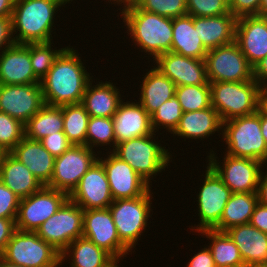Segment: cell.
<instances>
[{
  "label": "cell",
  "mask_w": 267,
  "mask_h": 267,
  "mask_svg": "<svg viewBox=\"0 0 267 267\" xmlns=\"http://www.w3.org/2000/svg\"><path fill=\"white\" fill-rule=\"evenodd\" d=\"M76 51L72 46H66L41 79L45 104L62 106L82 103L86 86L94 77L87 72L86 64Z\"/></svg>",
  "instance_id": "1"
},
{
  "label": "cell",
  "mask_w": 267,
  "mask_h": 267,
  "mask_svg": "<svg viewBox=\"0 0 267 267\" xmlns=\"http://www.w3.org/2000/svg\"><path fill=\"white\" fill-rule=\"evenodd\" d=\"M118 10L131 41L142 50L139 52L148 54V60L153 57V62L158 56L171 51V18L141 10L133 1L120 5Z\"/></svg>",
  "instance_id": "2"
},
{
  "label": "cell",
  "mask_w": 267,
  "mask_h": 267,
  "mask_svg": "<svg viewBox=\"0 0 267 267\" xmlns=\"http://www.w3.org/2000/svg\"><path fill=\"white\" fill-rule=\"evenodd\" d=\"M62 6L61 0H15L12 26L16 44L53 41L55 14Z\"/></svg>",
  "instance_id": "3"
},
{
  "label": "cell",
  "mask_w": 267,
  "mask_h": 267,
  "mask_svg": "<svg viewBox=\"0 0 267 267\" xmlns=\"http://www.w3.org/2000/svg\"><path fill=\"white\" fill-rule=\"evenodd\" d=\"M156 137V138H155ZM156 133L132 138L116 144L112 151L128 163L150 186L153 178L168 169L173 155L165 149ZM171 156V157H170ZM152 180V181H151Z\"/></svg>",
  "instance_id": "4"
},
{
  "label": "cell",
  "mask_w": 267,
  "mask_h": 267,
  "mask_svg": "<svg viewBox=\"0 0 267 267\" xmlns=\"http://www.w3.org/2000/svg\"><path fill=\"white\" fill-rule=\"evenodd\" d=\"M224 152L234 157L261 161L267 165V145L261 133L260 109L248 116L223 122Z\"/></svg>",
  "instance_id": "5"
},
{
  "label": "cell",
  "mask_w": 267,
  "mask_h": 267,
  "mask_svg": "<svg viewBox=\"0 0 267 267\" xmlns=\"http://www.w3.org/2000/svg\"><path fill=\"white\" fill-rule=\"evenodd\" d=\"M211 106L223 122L248 116L258 110L260 86L254 80L210 82Z\"/></svg>",
  "instance_id": "6"
},
{
  "label": "cell",
  "mask_w": 267,
  "mask_h": 267,
  "mask_svg": "<svg viewBox=\"0 0 267 267\" xmlns=\"http://www.w3.org/2000/svg\"><path fill=\"white\" fill-rule=\"evenodd\" d=\"M149 189L144 195L132 199L114 200L108 207L116 226L120 241L132 251L141 234L147 229L153 214L151 208L153 193ZM152 211V212H151Z\"/></svg>",
  "instance_id": "7"
},
{
  "label": "cell",
  "mask_w": 267,
  "mask_h": 267,
  "mask_svg": "<svg viewBox=\"0 0 267 267\" xmlns=\"http://www.w3.org/2000/svg\"><path fill=\"white\" fill-rule=\"evenodd\" d=\"M8 263L25 267H62L61 253L36 232L16 230L1 256Z\"/></svg>",
  "instance_id": "8"
},
{
  "label": "cell",
  "mask_w": 267,
  "mask_h": 267,
  "mask_svg": "<svg viewBox=\"0 0 267 267\" xmlns=\"http://www.w3.org/2000/svg\"><path fill=\"white\" fill-rule=\"evenodd\" d=\"M209 152L206 162L232 193L257 192L259 178L263 167H267L266 164L254 159L234 157L226 153H224V158L221 160L223 162H221L216 156L215 150L211 149Z\"/></svg>",
  "instance_id": "9"
},
{
  "label": "cell",
  "mask_w": 267,
  "mask_h": 267,
  "mask_svg": "<svg viewBox=\"0 0 267 267\" xmlns=\"http://www.w3.org/2000/svg\"><path fill=\"white\" fill-rule=\"evenodd\" d=\"M204 61L209 82H241L254 79L253 67L235 41L208 50Z\"/></svg>",
  "instance_id": "10"
},
{
  "label": "cell",
  "mask_w": 267,
  "mask_h": 267,
  "mask_svg": "<svg viewBox=\"0 0 267 267\" xmlns=\"http://www.w3.org/2000/svg\"><path fill=\"white\" fill-rule=\"evenodd\" d=\"M94 151L87 145H71L61 156L55 158L54 172L46 186L70 195L82 176L98 160V155L102 154L101 150Z\"/></svg>",
  "instance_id": "11"
},
{
  "label": "cell",
  "mask_w": 267,
  "mask_h": 267,
  "mask_svg": "<svg viewBox=\"0 0 267 267\" xmlns=\"http://www.w3.org/2000/svg\"><path fill=\"white\" fill-rule=\"evenodd\" d=\"M204 182L199 188L197 197L198 222L191 228L192 232L213 229L219 222L224 212V207L231 197V190L222 182L217 173L206 163Z\"/></svg>",
  "instance_id": "12"
},
{
  "label": "cell",
  "mask_w": 267,
  "mask_h": 267,
  "mask_svg": "<svg viewBox=\"0 0 267 267\" xmlns=\"http://www.w3.org/2000/svg\"><path fill=\"white\" fill-rule=\"evenodd\" d=\"M46 243L62 253L68 245L82 237L83 209L68 199L36 231Z\"/></svg>",
  "instance_id": "13"
},
{
  "label": "cell",
  "mask_w": 267,
  "mask_h": 267,
  "mask_svg": "<svg viewBox=\"0 0 267 267\" xmlns=\"http://www.w3.org/2000/svg\"><path fill=\"white\" fill-rule=\"evenodd\" d=\"M68 199L65 192L44 185L29 197L20 199L16 229L36 232Z\"/></svg>",
  "instance_id": "14"
},
{
  "label": "cell",
  "mask_w": 267,
  "mask_h": 267,
  "mask_svg": "<svg viewBox=\"0 0 267 267\" xmlns=\"http://www.w3.org/2000/svg\"><path fill=\"white\" fill-rule=\"evenodd\" d=\"M82 237L104 249L116 261L125 259L131 252L120 241L109 208L83 210Z\"/></svg>",
  "instance_id": "15"
},
{
  "label": "cell",
  "mask_w": 267,
  "mask_h": 267,
  "mask_svg": "<svg viewBox=\"0 0 267 267\" xmlns=\"http://www.w3.org/2000/svg\"><path fill=\"white\" fill-rule=\"evenodd\" d=\"M109 152V153H108ZM98 157L105 168L113 200L132 199L144 195L150 185L125 161L108 151Z\"/></svg>",
  "instance_id": "16"
},
{
  "label": "cell",
  "mask_w": 267,
  "mask_h": 267,
  "mask_svg": "<svg viewBox=\"0 0 267 267\" xmlns=\"http://www.w3.org/2000/svg\"><path fill=\"white\" fill-rule=\"evenodd\" d=\"M45 105L40 83L0 84V111L25 124Z\"/></svg>",
  "instance_id": "17"
},
{
  "label": "cell",
  "mask_w": 267,
  "mask_h": 267,
  "mask_svg": "<svg viewBox=\"0 0 267 267\" xmlns=\"http://www.w3.org/2000/svg\"><path fill=\"white\" fill-rule=\"evenodd\" d=\"M69 199L83 210L108 208L114 201L105 168L99 160L82 176Z\"/></svg>",
  "instance_id": "18"
},
{
  "label": "cell",
  "mask_w": 267,
  "mask_h": 267,
  "mask_svg": "<svg viewBox=\"0 0 267 267\" xmlns=\"http://www.w3.org/2000/svg\"><path fill=\"white\" fill-rule=\"evenodd\" d=\"M154 67L177 86L203 85L208 82L204 59L167 52L154 60Z\"/></svg>",
  "instance_id": "19"
},
{
  "label": "cell",
  "mask_w": 267,
  "mask_h": 267,
  "mask_svg": "<svg viewBox=\"0 0 267 267\" xmlns=\"http://www.w3.org/2000/svg\"><path fill=\"white\" fill-rule=\"evenodd\" d=\"M235 42L254 67L267 55V17L247 15L237 18Z\"/></svg>",
  "instance_id": "20"
},
{
  "label": "cell",
  "mask_w": 267,
  "mask_h": 267,
  "mask_svg": "<svg viewBox=\"0 0 267 267\" xmlns=\"http://www.w3.org/2000/svg\"><path fill=\"white\" fill-rule=\"evenodd\" d=\"M30 60V43L14 44L0 53V84L23 85L40 83Z\"/></svg>",
  "instance_id": "21"
},
{
  "label": "cell",
  "mask_w": 267,
  "mask_h": 267,
  "mask_svg": "<svg viewBox=\"0 0 267 267\" xmlns=\"http://www.w3.org/2000/svg\"><path fill=\"white\" fill-rule=\"evenodd\" d=\"M123 99L117 111L112 116L116 144L132 138L153 134L151 116L136 101L130 102Z\"/></svg>",
  "instance_id": "22"
},
{
  "label": "cell",
  "mask_w": 267,
  "mask_h": 267,
  "mask_svg": "<svg viewBox=\"0 0 267 267\" xmlns=\"http://www.w3.org/2000/svg\"><path fill=\"white\" fill-rule=\"evenodd\" d=\"M223 121L217 111L211 106L198 111L183 112L180 122L172 133L182 140L200 141L213 136L215 132L222 135ZM213 134V135H212ZM221 134V135H220Z\"/></svg>",
  "instance_id": "23"
},
{
  "label": "cell",
  "mask_w": 267,
  "mask_h": 267,
  "mask_svg": "<svg viewBox=\"0 0 267 267\" xmlns=\"http://www.w3.org/2000/svg\"><path fill=\"white\" fill-rule=\"evenodd\" d=\"M10 153L27 166L43 185L50 182L54 172L55 157L42 146L40 141L23 137Z\"/></svg>",
  "instance_id": "24"
},
{
  "label": "cell",
  "mask_w": 267,
  "mask_h": 267,
  "mask_svg": "<svg viewBox=\"0 0 267 267\" xmlns=\"http://www.w3.org/2000/svg\"><path fill=\"white\" fill-rule=\"evenodd\" d=\"M225 232L238 247L245 266L267 263V234L250 223L231 227Z\"/></svg>",
  "instance_id": "25"
},
{
  "label": "cell",
  "mask_w": 267,
  "mask_h": 267,
  "mask_svg": "<svg viewBox=\"0 0 267 267\" xmlns=\"http://www.w3.org/2000/svg\"><path fill=\"white\" fill-rule=\"evenodd\" d=\"M236 20L229 12L211 17H193V25L203 45L210 50L235 41Z\"/></svg>",
  "instance_id": "26"
},
{
  "label": "cell",
  "mask_w": 267,
  "mask_h": 267,
  "mask_svg": "<svg viewBox=\"0 0 267 267\" xmlns=\"http://www.w3.org/2000/svg\"><path fill=\"white\" fill-rule=\"evenodd\" d=\"M110 81H96V85L93 84L95 80L91 79L88 82L81 104L90 117H112L117 111L123 95Z\"/></svg>",
  "instance_id": "27"
},
{
  "label": "cell",
  "mask_w": 267,
  "mask_h": 267,
  "mask_svg": "<svg viewBox=\"0 0 267 267\" xmlns=\"http://www.w3.org/2000/svg\"><path fill=\"white\" fill-rule=\"evenodd\" d=\"M0 180L20 199L29 197L44 185L10 152L0 162Z\"/></svg>",
  "instance_id": "28"
},
{
  "label": "cell",
  "mask_w": 267,
  "mask_h": 267,
  "mask_svg": "<svg viewBox=\"0 0 267 267\" xmlns=\"http://www.w3.org/2000/svg\"><path fill=\"white\" fill-rule=\"evenodd\" d=\"M148 70L140 84L138 102L151 115L165 101L170 100L175 95V83L163 75L157 68Z\"/></svg>",
  "instance_id": "29"
},
{
  "label": "cell",
  "mask_w": 267,
  "mask_h": 267,
  "mask_svg": "<svg viewBox=\"0 0 267 267\" xmlns=\"http://www.w3.org/2000/svg\"><path fill=\"white\" fill-rule=\"evenodd\" d=\"M67 261L69 267H111L116 262L108 252L84 237L71 242L61 253V264Z\"/></svg>",
  "instance_id": "30"
},
{
  "label": "cell",
  "mask_w": 267,
  "mask_h": 267,
  "mask_svg": "<svg viewBox=\"0 0 267 267\" xmlns=\"http://www.w3.org/2000/svg\"><path fill=\"white\" fill-rule=\"evenodd\" d=\"M171 51L183 56L205 59L208 49L203 45L197 29L193 25V16L186 14L172 19Z\"/></svg>",
  "instance_id": "31"
},
{
  "label": "cell",
  "mask_w": 267,
  "mask_h": 267,
  "mask_svg": "<svg viewBox=\"0 0 267 267\" xmlns=\"http://www.w3.org/2000/svg\"><path fill=\"white\" fill-rule=\"evenodd\" d=\"M257 204V192L232 193L224 207L220 222L213 229L225 232L231 227L249 223Z\"/></svg>",
  "instance_id": "32"
},
{
  "label": "cell",
  "mask_w": 267,
  "mask_h": 267,
  "mask_svg": "<svg viewBox=\"0 0 267 267\" xmlns=\"http://www.w3.org/2000/svg\"><path fill=\"white\" fill-rule=\"evenodd\" d=\"M198 234L211 240L208 248L211 250L216 267H245L238 247L226 232L206 229L199 231Z\"/></svg>",
  "instance_id": "33"
},
{
  "label": "cell",
  "mask_w": 267,
  "mask_h": 267,
  "mask_svg": "<svg viewBox=\"0 0 267 267\" xmlns=\"http://www.w3.org/2000/svg\"><path fill=\"white\" fill-rule=\"evenodd\" d=\"M60 131H63L61 106L45 104L24 124V137L37 141Z\"/></svg>",
  "instance_id": "34"
},
{
  "label": "cell",
  "mask_w": 267,
  "mask_h": 267,
  "mask_svg": "<svg viewBox=\"0 0 267 267\" xmlns=\"http://www.w3.org/2000/svg\"><path fill=\"white\" fill-rule=\"evenodd\" d=\"M63 132L72 145H86L89 114L80 104L62 105Z\"/></svg>",
  "instance_id": "35"
},
{
  "label": "cell",
  "mask_w": 267,
  "mask_h": 267,
  "mask_svg": "<svg viewBox=\"0 0 267 267\" xmlns=\"http://www.w3.org/2000/svg\"><path fill=\"white\" fill-rule=\"evenodd\" d=\"M183 112L198 111L211 107L210 82L203 85H182L175 88Z\"/></svg>",
  "instance_id": "36"
},
{
  "label": "cell",
  "mask_w": 267,
  "mask_h": 267,
  "mask_svg": "<svg viewBox=\"0 0 267 267\" xmlns=\"http://www.w3.org/2000/svg\"><path fill=\"white\" fill-rule=\"evenodd\" d=\"M86 145L93 149L109 145L116 147L112 117H89L86 134Z\"/></svg>",
  "instance_id": "37"
},
{
  "label": "cell",
  "mask_w": 267,
  "mask_h": 267,
  "mask_svg": "<svg viewBox=\"0 0 267 267\" xmlns=\"http://www.w3.org/2000/svg\"><path fill=\"white\" fill-rule=\"evenodd\" d=\"M182 114L183 110L178 98L174 95L170 100L165 101L150 115L153 131L159 134V128L161 131L162 126L163 129L166 128V132H169L172 135L180 122Z\"/></svg>",
  "instance_id": "38"
},
{
  "label": "cell",
  "mask_w": 267,
  "mask_h": 267,
  "mask_svg": "<svg viewBox=\"0 0 267 267\" xmlns=\"http://www.w3.org/2000/svg\"><path fill=\"white\" fill-rule=\"evenodd\" d=\"M53 41L30 43V60L34 74L41 80L52 68L54 61L66 48L53 49ZM56 49V50H55Z\"/></svg>",
  "instance_id": "39"
},
{
  "label": "cell",
  "mask_w": 267,
  "mask_h": 267,
  "mask_svg": "<svg viewBox=\"0 0 267 267\" xmlns=\"http://www.w3.org/2000/svg\"><path fill=\"white\" fill-rule=\"evenodd\" d=\"M144 11L174 19L187 14L186 0H133Z\"/></svg>",
  "instance_id": "40"
},
{
  "label": "cell",
  "mask_w": 267,
  "mask_h": 267,
  "mask_svg": "<svg viewBox=\"0 0 267 267\" xmlns=\"http://www.w3.org/2000/svg\"><path fill=\"white\" fill-rule=\"evenodd\" d=\"M24 137V124L0 111V147L10 152Z\"/></svg>",
  "instance_id": "41"
},
{
  "label": "cell",
  "mask_w": 267,
  "mask_h": 267,
  "mask_svg": "<svg viewBox=\"0 0 267 267\" xmlns=\"http://www.w3.org/2000/svg\"><path fill=\"white\" fill-rule=\"evenodd\" d=\"M187 14L193 17H211L229 13L225 0H186Z\"/></svg>",
  "instance_id": "42"
},
{
  "label": "cell",
  "mask_w": 267,
  "mask_h": 267,
  "mask_svg": "<svg viewBox=\"0 0 267 267\" xmlns=\"http://www.w3.org/2000/svg\"><path fill=\"white\" fill-rule=\"evenodd\" d=\"M20 198L0 180V218H16Z\"/></svg>",
  "instance_id": "43"
},
{
  "label": "cell",
  "mask_w": 267,
  "mask_h": 267,
  "mask_svg": "<svg viewBox=\"0 0 267 267\" xmlns=\"http://www.w3.org/2000/svg\"><path fill=\"white\" fill-rule=\"evenodd\" d=\"M40 143L55 158L61 156L72 145L63 131L45 136Z\"/></svg>",
  "instance_id": "44"
},
{
  "label": "cell",
  "mask_w": 267,
  "mask_h": 267,
  "mask_svg": "<svg viewBox=\"0 0 267 267\" xmlns=\"http://www.w3.org/2000/svg\"><path fill=\"white\" fill-rule=\"evenodd\" d=\"M262 0H230L229 10L236 17L259 15Z\"/></svg>",
  "instance_id": "45"
},
{
  "label": "cell",
  "mask_w": 267,
  "mask_h": 267,
  "mask_svg": "<svg viewBox=\"0 0 267 267\" xmlns=\"http://www.w3.org/2000/svg\"><path fill=\"white\" fill-rule=\"evenodd\" d=\"M14 44L12 17H0V53Z\"/></svg>",
  "instance_id": "46"
},
{
  "label": "cell",
  "mask_w": 267,
  "mask_h": 267,
  "mask_svg": "<svg viewBox=\"0 0 267 267\" xmlns=\"http://www.w3.org/2000/svg\"><path fill=\"white\" fill-rule=\"evenodd\" d=\"M16 218H0V257L16 229Z\"/></svg>",
  "instance_id": "47"
},
{
  "label": "cell",
  "mask_w": 267,
  "mask_h": 267,
  "mask_svg": "<svg viewBox=\"0 0 267 267\" xmlns=\"http://www.w3.org/2000/svg\"><path fill=\"white\" fill-rule=\"evenodd\" d=\"M186 267H216L211 250L206 245L189 259Z\"/></svg>",
  "instance_id": "48"
},
{
  "label": "cell",
  "mask_w": 267,
  "mask_h": 267,
  "mask_svg": "<svg viewBox=\"0 0 267 267\" xmlns=\"http://www.w3.org/2000/svg\"><path fill=\"white\" fill-rule=\"evenodd\" d=\"M249 223L255 228L267 234V206L258 202Z\"/></svg>",
  "instance_id": "49"
},
{
  "label": "cell",
  "mask_w": 267,
  "mask_h": 267,
  "mask_svg": "<svg viewBox=\"0 0 267 267\" xmlns=\"http://www.w3.org/2000/svg\"><path fill=\"white\" fill-rule=\"evenodd\" d=\"M253 77L260 87L267 86V55L253 67Z\"/></svg>",
  "instance_id": "50"
},
{
  "label": "cell",
  "mask_w": 267,
  "mask_h": 267,
  "mask_svg": "<svg viewBox=\"0 0 267 267\" xmlns=\"http://www.w3.org/2000/svg\"><path fill=\"white\" fill-rule=\"evenodd\" d=\"M264 171V168L262 169L260 178H259V184H258V202L262 205L267 206V168Z\"/></svg>",
  "instance_id": "51"
},
{
  "label": "cell",
  "mask_w": 267,
  "mask_h": 267,
  "mask_svg": "<svg viewBox=\"0 0 267 267\" xmlns=\"http://www.w3.org/2000/svg\"><path fill=\"white\" fill-rule=\"evenodd\" d=\"M15 0H0V17H12Z\"/></svg>",
  "instance_id": "52"
},
{
  "label": "cell",
  "mask_w": 267,
  "mask_h": 267,
  "mask_svg": "<svg viewBox=\"0 0 267 267\" xmlns=\"http://www.w3.org/2000/svg\"><path fill=\"white\" fill-rule=\"evenodd\" d=\"M258 108L267 114V86L260 87Z\"/></svg>",
  "instance_id": "53"
},
{
  "label": "cell",
  "mask_w": 267,
  "mask_h": 267,
  "mask_svg": "<svg viewBox=\"0 0 267 267\" xmlns=\"http://www.w3.org/2000/svg\"><path fill=\"white\" fill-rule=\"evenodd\" d=\"M260 126H261V133L267 145V114H264L261 110H260Z\"/></svg>",
  "instance_id": "54"
},
{
  "label": "cell",
  "mask_w": 267,
  "mask_h": 267,
  "mask_svg": "<svg viewBox=\"0 0 267 267\" xmlns=\"http://www.w3.org/2000/svg\"><path fill=\"white\" fill-rule=\"evenodd\" d=\"M259 15L263 17H267V0L261 1Z\"/></svg>",
  "instance_id": "55"
},
{
  "label": "cell",
  "mask_w": 267,
  "mask_h": 267,
  "mask_svg": "<svg viewBox=\"0 0 267 267\" xmlns=\"http://www.w3.org/2000/svg\"><path fill=\"white\" fill-rule=\"evenodd\" d=\"M0 267H25V266H19V265L8 263L0 257Z\"/></svg>",
  "instance_id": "56"
},
{
  "label": "cell",
  "mask_w": 267,
  "mask_h": 267,
  "mask_svg": "<svg viewBox=\"0 0 267 267\" xmlns=\"http://www.w3.org/2000/svg\"><path fill=\"white\" fill-rule=\"evenodd\" d=\"M131 1H133V0H109V3H111V5H112V3L114 4V5H116V6H120V5H122V4H124V3H127V2H131Z\"/></svg>",
  "instance_id": "57"
},
{
  "label": "cell",
  "mask_w": 267,
  "mask_h": 267,
  "mask_svg": "<svg viewBox=\"0 0 267 267\" xmlns=\"http://www.w3.org/2000/svg\"><path fill=\"white\" fill-rule=\"evenodd\" d=\"M247 267H267V263L266 264L248 265Z\"/></svg>",
  "instance_id": "58"
},
{
  "label": "cell",
  "mask_w": 267,
  "mask_h": 267,
  "mask_svg": "<svg viewBox=\"0 0 267 267\" xmlns=\"http://www.w3.org/2000/svg\"><path fill=\"white\" fill-rule=\"evenodd\" d=\"M4 154H5V151L0 147V162Z\"/></svg>",
  "instance_id": "59"
},
{
  "label": "cell",
  "mask_w": 267,
  "mask_h": 267,
  "mask_svg": "<svg viewBox=\"0 0 267 267\" xmlns=\"http://www.w3.org/2000/svg\"><path fill=\"white\" fill-rule=\"evenodd\" d=\"M119 262L120 261H116L111 267H121V266H119Z\"/></svg>",
  "instance_id": "60"
},
{
  "label": "cell",
  "mask_w": 267,
  "mask_h": 267,
  "mask_svg": "<svg viewBox=\"0 0 267 267\" xmlns=\"http://www.w3.org/2000/svg\"><path fill=\"white\" fill-rule=\"evenodd\" d=\"M73 1V0H66V4H68V3H70L71 4V2ZM106 2H107V0H106ZM108 2H109V0H108Z\"/></svg>",
  "instance_id": "61"
}]
</instances>
